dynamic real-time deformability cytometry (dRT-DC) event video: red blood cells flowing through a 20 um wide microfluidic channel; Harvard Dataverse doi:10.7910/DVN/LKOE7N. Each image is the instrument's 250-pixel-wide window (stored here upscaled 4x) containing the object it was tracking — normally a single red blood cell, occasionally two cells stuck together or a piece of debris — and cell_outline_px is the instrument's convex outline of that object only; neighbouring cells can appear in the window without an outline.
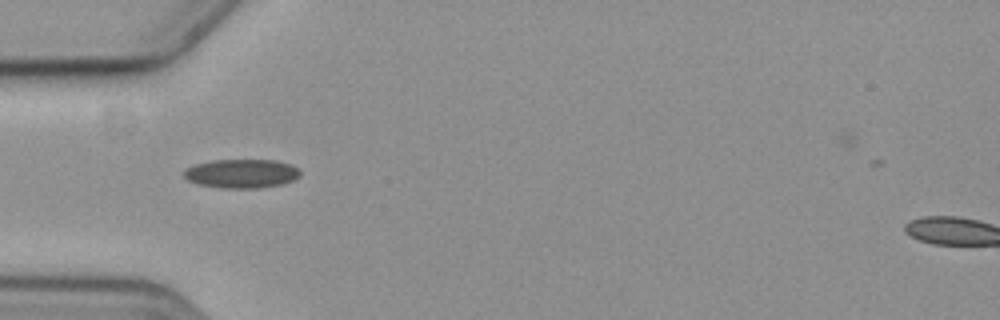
{"species": "common noctule bat (a hibernating species)", "species_latin": "Nyctalus noctula", "temperature_condition": "cold", "stored_images_in_passage": 40, "camera_frame_rate_fps": 3000, "um_per_image_px": 0.085, "animal": {"sex": "female", "body_mass_g": 19.3, "forearm_length_mm": 54.1}, "frame": {"image": 1, "passage_image": 1, "time_ms": 0.0, "image_size_px": [1000, 320], "cell_outline_px": [[300, 176], [292, 180], [280, 184], [256, 188], [228, 188], [200, 184], [188, 180], [184, 176], [184, 172], [188, 168], [196, 164], [212, 160], [276, 160], [292, 164], [300, 172]], "centroid_in_image_um": [20.56, 14.74], "position_along_channel_um": 64.4, "area_um2": 19.25}}
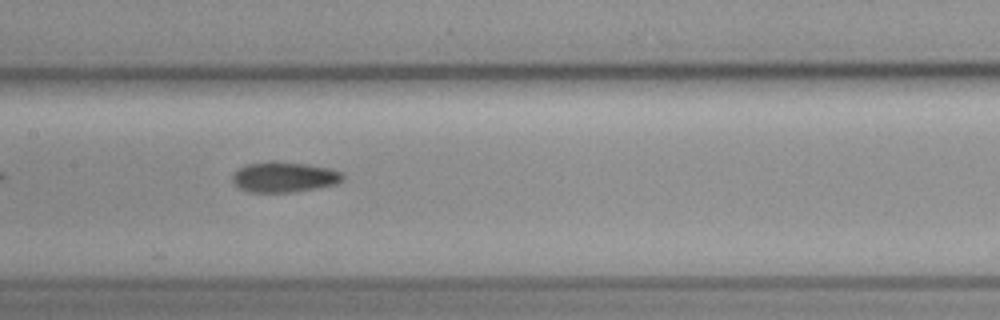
{"frame": {"image": 2, "passage_image": 11, "time_ms": 3.333, "image_size_px": [1000, 320], "cell_outline_px": [[344, 176], [336, 184], [316, 188], [288, 192], [248, 192], [240, 188], [232, 180], [232, 176], [240, 168], [248, 164], [268, 160], [272, 160], [308, 164], [328, 168], [340, 172]], "centroid_in_image_um": [24.13, 15.03], "position_along_channel_um": 183.3, "area_um2": 19.36}}
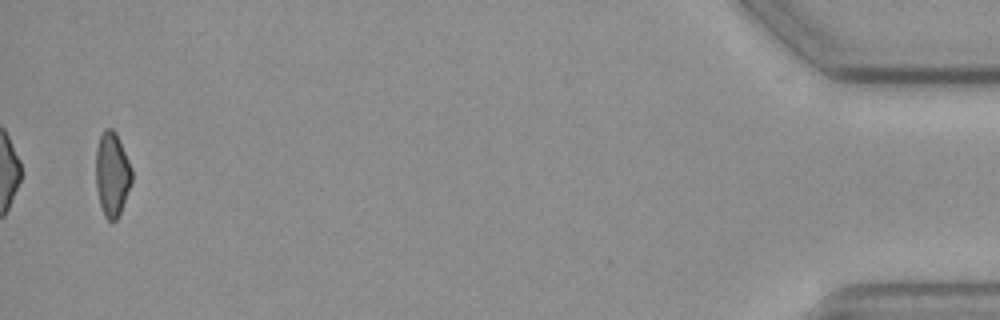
{"frame": {"image": 3, "passage_image": 39, "time_ms": 12.667, "image_size_px": [1000, 320], "cell_outline_px": [[132, 184], [120, 212], [116, 220], [108, 220], [104, 216], [100, 204], [96, 188], [96, 148], [100, 136], [104, 128], [112, 128], [116, 132], [132, 168]], "centroid_in_image_um": [9.53, 14.79], "position_along_channel_um": 425.7, "area_um2": 17.74}, "authors_computed_cell_mechanics": {"area_um2": 18.6983, "velocity_mm_per_s": 3.6008, "shape_relaxation_time_tau1_ms": null, "shape_relaxation_time_tau2_ms": 8.374, "deformation_change_tau1": null, "deformation_change_tau2": 0.1611}}